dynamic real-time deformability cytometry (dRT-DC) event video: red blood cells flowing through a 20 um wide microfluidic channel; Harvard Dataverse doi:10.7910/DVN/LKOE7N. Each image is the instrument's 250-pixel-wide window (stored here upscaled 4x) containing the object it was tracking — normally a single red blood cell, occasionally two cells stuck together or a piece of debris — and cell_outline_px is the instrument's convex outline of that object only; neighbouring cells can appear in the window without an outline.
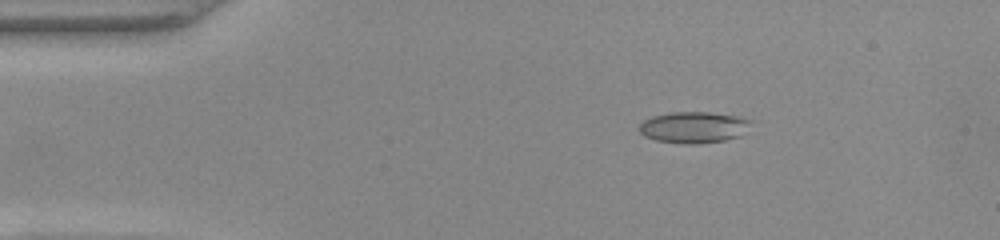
{"species": "common noctule bat (a hibernating species)", "species_latin": "Nyctalus noctula", "temperature_condition": "warm", "stored_images_in_passage": 49, "camera_frame_rate_fps": 3000, "um_per_image_px": 0.085, "animal": {"sex": "female", "body_mass_g": 22.0, "forearm_length_mm": 56.7}, "frame": {"image": 1, "passage_image": 7, "time_ms": 2.0, "image_size_px": [1000, 240], "cell_outline_px": [[752, 120], [740, 136], [724, 140], [696, 144], [680, 144], [656, 140], [644, 136], [640, 132], [640, 124], [644, 120], [652, 116], [672, 112], [708, 112], [736, 116]], "centroid_in_image_um": [58.92, 10.82], "position_along_channel_um": 26.1, "area_um2": 20.23}}
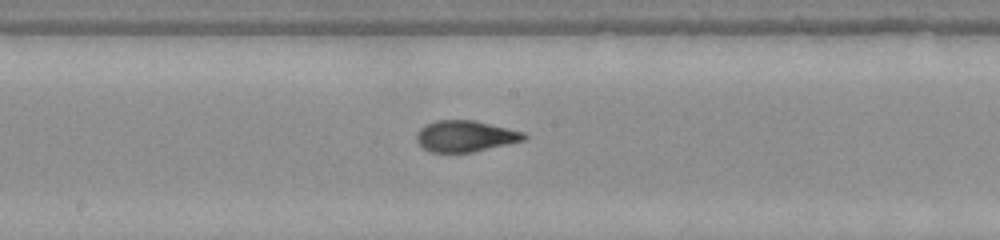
{"frame": {"image": 2, "passage_image": 25, "time_ms": 8.0, "image_size_px": [1000, 240], "cell_outline_px": [[528, 136], [524, 140], [508, 144], [472, 152], [428, 152], [416, 140], [416, 132], [424, 124], [436, 120], [472, 120], [508, 128], [524, 132]], "centroid_in_image_um": [39.52, 11.57], "position_along_channel_um": 208.7, "area_um2": 19.54}}
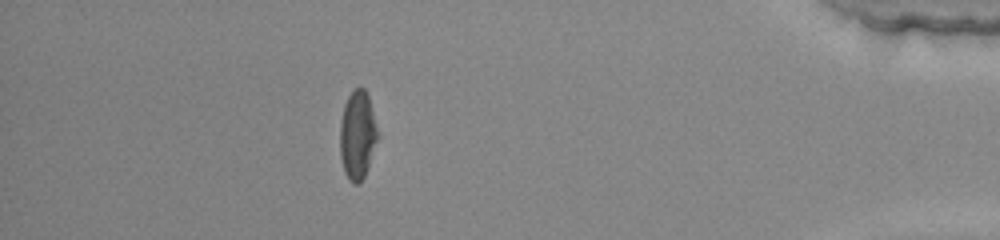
{"frame": {"image": 3, "passage_image": 43, "time_ms": 14.0, "image_size_px": [1000, 240], "cell_outline_px": [[376, 140], [364, 176], [360, 184], [352, 184], [348, 180], [344, 172], [340, 156], [340, 120], [344, 104], [348, 96], [360, 84], [364, 88], [368, 96], [376, 128]], "centroid_in_image_um": [30.33, 11.48], "position_along_channel_um": 404.9, "area_um2": 19.07}, "authors_computed_cell_mechanics": {"area_um2": 19.7676, "velocity_mm_per_s": 4.0997, "shape_relaxation_time_tau1_ms": 8.0108, "shape_relaxation_time_tau2_ms": 1.2446, "deformation_change_tau1": 0.2602, "deformation_change_tau2": 0.0705}}